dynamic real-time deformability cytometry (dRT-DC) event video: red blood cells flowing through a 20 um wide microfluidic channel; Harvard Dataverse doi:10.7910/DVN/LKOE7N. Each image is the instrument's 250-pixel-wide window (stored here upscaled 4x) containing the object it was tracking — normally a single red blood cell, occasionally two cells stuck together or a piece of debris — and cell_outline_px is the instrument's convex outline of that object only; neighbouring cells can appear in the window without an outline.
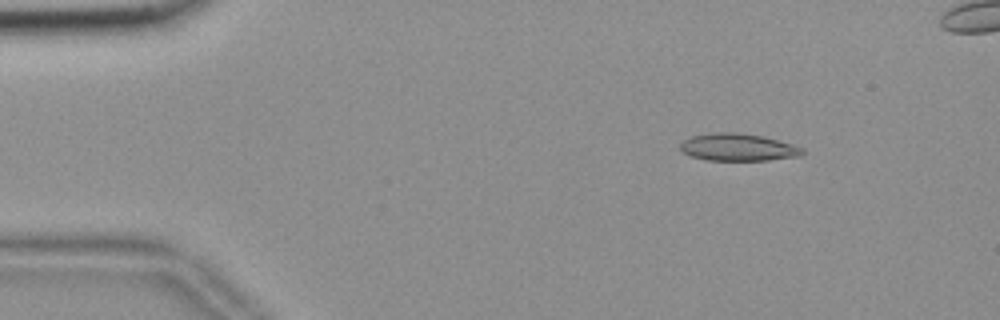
{"species": "common noctule bat (a hibernating species)", "species_latin": "Nyctalus noctula", "temperature_condition": "room temperature", "stored_images_in_passage": 56, "segment_of_instrument_passage": [1, 2], "camera_frame_rate_fps": 3000, "um_per_image_px": 0.085, "animal": {"sex": "female", "body_mass_g": 18.4}, "frame": {"image": 1, "passage_image": 7, "time_ms": 2.0, "image_size_px": [1000, 320], "cell_outline_px": [[804, 152], [800, 156], [768, 160], [708, 160], [692, 156], [684, 152], [680, 148], [680, 144], [684, 140], [692, 136], [712, 132], [736, 132], [764, 136], [792, 144], [804, 148]], "centroid_in_image_um": [62.75, 12.51], "position_along_channel_um": 22.2, "area_um2": 19.42}}
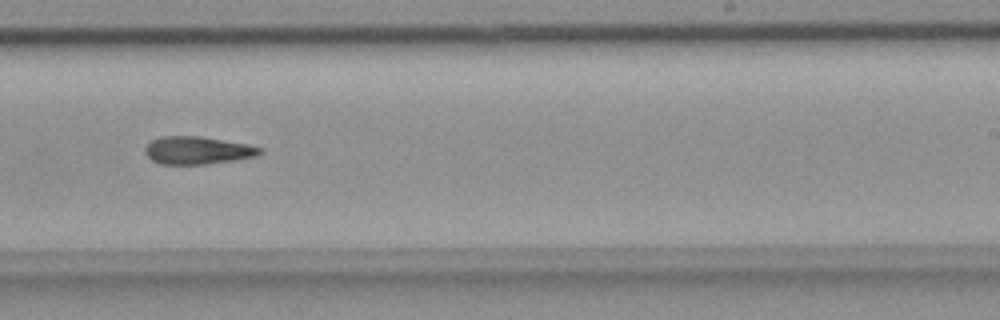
{"frame": {"image": 2, "passage_image": 34, "time_ms": 11.0, "image_size_px": [1000, 320], "cell_outline_px": [[264, 152], [260, 156], [236, 160], [204, 164], [160, 164], [152, 160], [144, 152], [144, 148], [152, 140], [164, 136], [200, 136], [248, 144], [260, 148]], "centroid_in_image_um": [16.82, 12.78], "position_along_channel_um": 272.2, "area_um2": 18.61}}
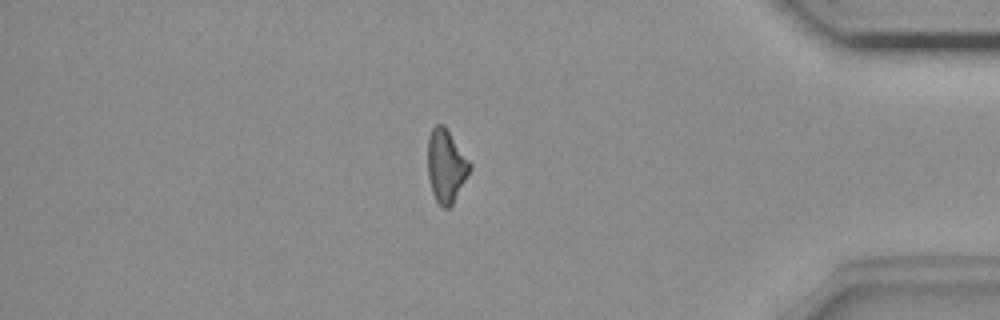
{"frame": {"image": 3, "passage_image": 47, "time_ms": 15.333, "image_size_px": [1000, 320], "cell_outline_px": [[472, 168], [452, 204], [448, 208], [444, 208], [436, 200], [432, 192], [428, 176], [428, 136], [432, 128], [436, 124], [444, 124], [472, 164]], "centroid_in_image_um": [37.92, 14.07], "position_along_channel_um": 397.3, "area_um2": 17.86}}